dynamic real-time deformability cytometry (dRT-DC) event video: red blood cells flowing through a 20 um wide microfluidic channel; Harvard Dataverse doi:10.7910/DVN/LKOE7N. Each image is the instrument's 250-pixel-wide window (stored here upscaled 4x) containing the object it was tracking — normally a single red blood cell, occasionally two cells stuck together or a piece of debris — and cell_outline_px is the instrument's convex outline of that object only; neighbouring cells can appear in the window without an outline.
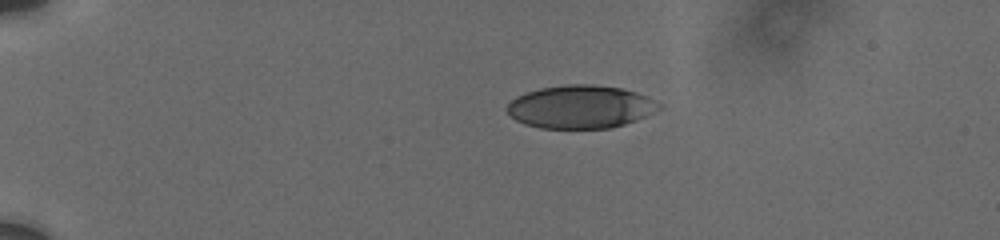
{"species": "human", "species_latin": "Homo sapiens", "temperature_condition": "cold", "stored_images_in_passage": 12, "camera_frame_rate_fps": 3000, "um_per_image_px": 0.085, "donor": {"sex": "male"}, "frame": {"image": 1, "passage_image": 5, "time_ms": 2.667, "image_size_px": [1000, 240], "cell_outline_px": [[664, 104], [660, 108], [644, 116], [624, 124], [608, 128], [540, 128], [524, 124], [516, 120], [504, 108], [516, 96], [540, 88], [564, 84], [592, 84], [620, 88], [636, 92], [648, 96]], "centroid_in_image_um": [49.34, 9.07], "position_along_channel_um": 35.7, "area_um2": 38.09}}
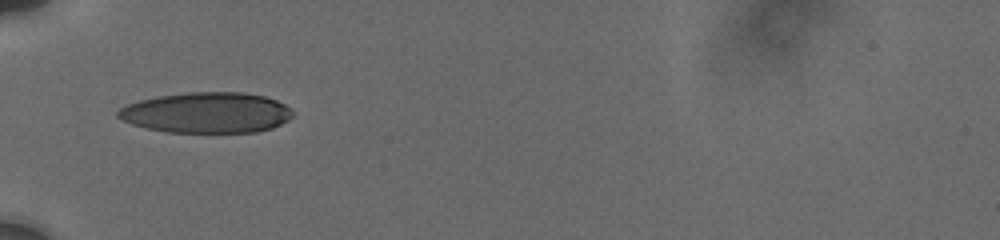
{"frame": {"image": 2, "passage_image": 9, "time_ms": 5.333, "image_size_px": [1000, 240], "cell_outline_px": [[292, 116], [288, 120], [272, 128], [256, 132], [168, 132], [148, 128], [132, 124], [120, 120], [116, 116], [116, 112], [120, 108], [128, 104], [140, 100], [156, 96], [188, 92], [244, 92], [264, 96], [276, 100], [284, 104], [292, 112]], "centroid_in_image_um": [17.54, 9.57], "position_along_channel_um": 67.5, "area_um2": 41.38}}
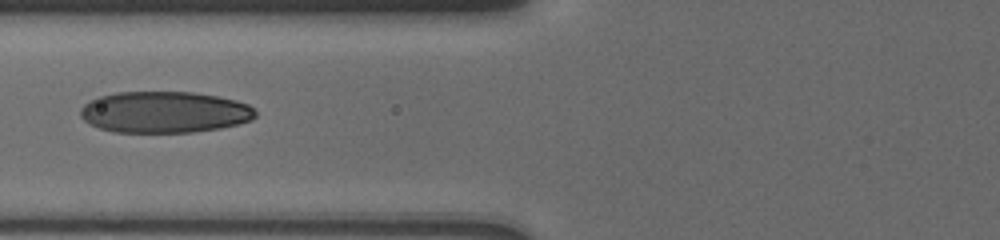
{"frame": {"image": 3, "passage_image": 11, "time_ms": 6.667, "image_size_px": [1000, 240], "cell_outline_px": [[256, 116], [252, 120], [220, 128], [192, 132], [112, 132], [88, 124], [80, 116], [80, 108], [84, 104], [100, 96], [116, 92], [192, 92], [216, 96], [236, 100], [248, 104], [256, 112]], "centroid_in_image_um": [13.96, 9.53], "position_along_channel_um": 111.8, "area_um2": 42.25}}